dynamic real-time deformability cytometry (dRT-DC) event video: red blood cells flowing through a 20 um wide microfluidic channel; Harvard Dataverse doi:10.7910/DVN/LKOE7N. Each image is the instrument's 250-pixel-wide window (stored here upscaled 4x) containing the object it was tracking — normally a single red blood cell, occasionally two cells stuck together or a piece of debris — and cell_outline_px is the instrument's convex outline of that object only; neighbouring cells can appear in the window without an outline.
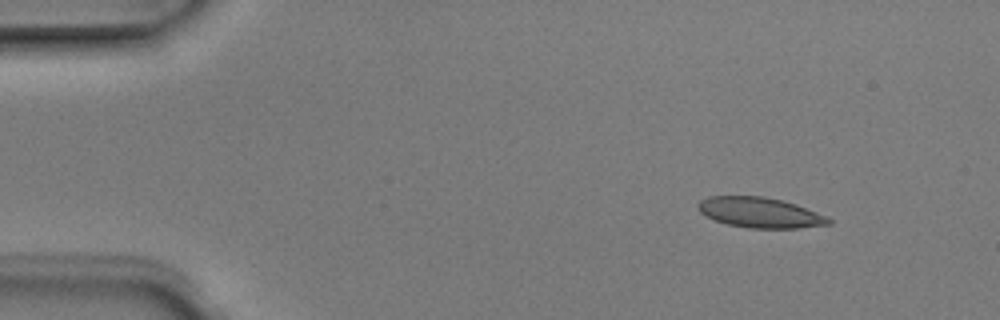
{"species": "Egyptian fruit bat (a non-hibernating species)", "species_latin": "Rousettus aegyptiacus", "temperature_condition": "room temperature", "stored_images_in_passage": 6, "camera_frame_rate_fps": 3000, "um_per_image_px": 0.085, "animal": {"sex": "male"}, "frame": {"image": 1, "passage_image": 2, "time_ms": 0.333, "image_size_px": [1000, 320], "cell_outline_px": [[832, 224], [800, 228], [748, 228], [728, 224], [704, 216], [696, 208], [696, 204], [700, 200], [708, 196], [764, 196], [796, 204], [828, 216], [832, 220]], "centroid_in_image_um": [64.59, 18.07], "position_along_channel_um": 20.4, "area_um2": 23.29}}
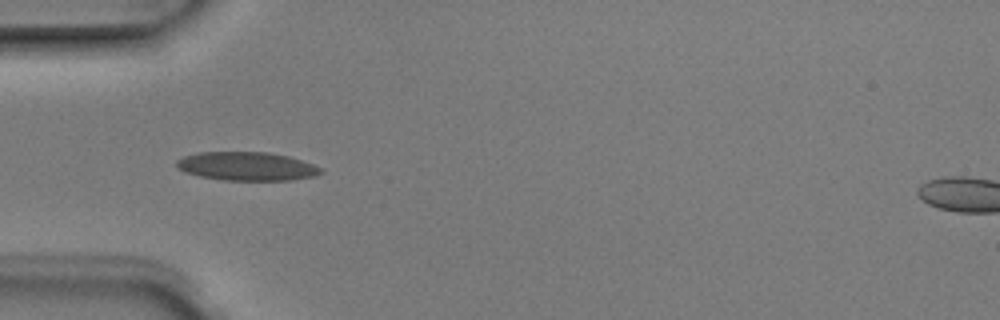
{"frame": {"image": 2, "passage_image": 5, "time_ms": 1.333, "image_size_px": [1000, 320], "cell_outline_px": [[324, 172], [312, 176], [292, 180], [220, 180], [200, 176], [184, 172], [176, 168], [176, 160], [184, 156], [200, 152], [264, 152], [288, 156], [324, 168]], "centroid_in_image_um": [20.95, 14.14], "position_along_channel_um": 64.0, "area_um2": 24.04}}